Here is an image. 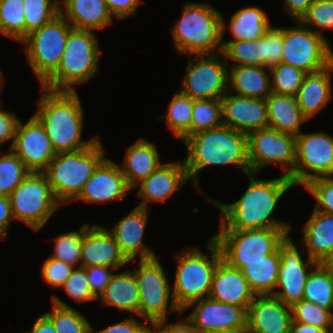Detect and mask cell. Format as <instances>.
I'll list each match as a JSON object with an SVG mask.
<instances>
[{
	"instance_id": "cell-29",
	"label": "cell",
	"mask_w": 333,
	"mask_h": 333,
	"mask_svg": "<svg viewBox=\"0 0 333 333\" xmlns=\"http://www.w3.org/2000/svg\"><path fill=\"white\" fill-rule=\"evenodd\" d=\"M268 126L280 132L297 136L300 124L308 119L303 115L296 96L271 93L266 98Z\"/></svg>"
},
{
	"instance_id": "cell-17",
	"label": "cell",
	"mask_w": 333,
	"mask_h": 333,
	"mask_svg": "<svg viewBox=\"0 0 333 333\" xmlns=\"http://www.w3.org/2000/svg\"><path fill=\"white\" fill-rule=\"evenodd\" d=\"M195 305L187 316L199 333L224 330H247V310L236 305L222 303L212 298L190 302L182 311Z\"/></svg>"
},
{
	"instance_id": "cell-51",
	"label": "cell",
	"mask_w": 333,
	"mask_h": 333,
	"mask_svg": "<svg viewBox=\"0 0 333 333\" xmlns=\"http://www.w3.org/2000/svg\"><path fill=\"white\" fill-rule=\"evenodd\" d=\"M115 268L103 267V266H91L86 267V275L88 277V282L92 289L93 294L99 298V296L104 292L105 288L110 282L113 275L111 271Z\"/></svg>"
},
{
	"instance_id": "cell-44",
	"label": "cell",
	"mask_w": 333,
	"mask_h": 333,
	"mask_svg": "<svg viewBox=\"0 0 333 333\" xmlns=\"http://www.w3.org/2000/svg\"><path fill=\"white\" fill-rule=\"evenodd\" d=\"M292 322H302L333 333V312L304 299L291 306Z\"/></svg>"
},
{
	"instance_id": "cell-37",
	"label": "cell",
	"mask_w": 333,
	"mask_h": 333,
	"mask_svg": "<svg viewBox=\"0 0 333 333\" xmlns=\"http://www.w3.org/2000/svg\"><path fill=\"white\" fill-rule=\"evenodd\" d=\"M307 277L303 299L333 312V276L318 264Z\"/></svg>"
},
{
	"instance_id": "cell-22",
	"label": "cell",
	"mask_w": 333,
	"mask_h": 333,
	"mask_svg": "<svg viewBox=\"0 0 333 333\" xmlns=\"http://www.w3.org/2000/svg\"><path fill=\"white\" fill-rule=\"evenodd\" d=\"M129 190L121 167L105 158L94 170L75 200L104 203L126 197Z\"/></svg>"
},
{
	"instance_id": "cell-35",
	"label": "cell",
	"mask_w": 333,
	"mask_h": 333,
	"mask_svg": "<svg viewBox=\"0 0 333 333\" xmlns=\"http://www.w3.org/2000/svg\"><path fill=\"white\" fill-rule=\"evenodd\" d=\"M52 313H44L51 321L57 333H93L86 317H84L76 309L67 305L57 296H53Z\"/></svg>"
},
{
	"instance_id": "cell-40",
	"label": "cell",
	"mask_w": 333,
	"mask_h": 333,
	"mask_svg": "<svg viewBox=\"0 0 333 333\" xmlns=\"http://www.w3.org/2000/svg\"><path fill=\"white\" fill-rule=\"evenodd\" d=\"M24 0H0V33L22 41L25 38Z\"/></svg>"
},
{
	"instance_id": "cell-39",
	"label": "cell",
	"mask_w": 333,
	"mask_h": 333,
	"mask_svg": "<svg viewBox=\"0 0 333 333\" xmlns=\"http://www.w3.org/2000/svg\"><path fill=\"white\" fill-rule=\"evenodd\" d=\"M222 125L221 99L194 100L190 135Z\"/></svg>"
},
{
	"instance_id": "cell-19",
	"label": "cell",
	"mask_w": 333,
	"mask_h": 333,
	"mask_svg": "<svg viewBox=\"0 0 333 333\" xmlns=\"http://www.w3.org/2000/svg\"><path fill=\"white\" fill-rule=\"evenodd\" d=\"M291 306L273 295H255L247 309L248 333H290Z\"/></svg>"
},
{
	"instance_id": "cell-10",
	"label": "cell",
	"mask_w": 333,
	"mask_h": 333,
	"mask_svg": "<svg viewBox=\"0 0 333 333\" xmlns=\"http://www.w3.org/2000/svg\"><path fill=\"white\" fill-rule=\"evenodd\" d=\"M72 25L61 15L29 33L21 42L41 85L57 70Z\"/></svg>"
},
{
	"instance_id": "cell-33",
	"label": "cell",
	"mask_w": 333,
	"mask_h": 333,
	"mask_svg": "<svg viewBox=\"0 0 333 333\" xmlns=\"http://www.w3.org/2000/svg\"><path fill=\"white\" fill-rule=\"evenodd\" d=\"M280 256L278 248L263 256V259L243 262L242 273L245 275L250 290L255 295H273L278 279Z\"/></svg>"
},
{
	"instance_id": "cell-12",
	"label": "cell",
	"mask_w": 333,
	"mask_h": 333,
	"mask_svg": "<svg viewBox=\"0 0 333 333\" xmlns=\"http://www.w3.org/2000/svg\"><path fill=\"white\" fill-rule=\"evenodd\" d=\"M294 28H283V52L281 62L314 73L333 62V52L323 35L296 21ZM307 28V29H306Z\"/></svg>"
},
{
	"instance_id": "cell-60",
	"label": "cell",
	"mask_w": 333,
	"mask_h": 333,
	"mask_svg": "<svg viewBox=\"0 0 333 333\" xmlns=\"http://www.w3.org/2000/svg\"><path fill=\"white\" fill-rule=\"evenodd\" d=\"M317 264L333 276V248Z\"/></svg>"
},
{
	"instance_id": "cell-52",
	"label": "cell",
	"mask_w": 333,
	"mask_h": 333,
	"mask_svg": "<svg viewBox=\"0 0 333 333\" xmlns=\"http://www.w3.org/2000/svg\"><path fill=\"white\" fill-rule=\"evenodd\" d=\"M1 105L2 104L0 100V106ZM19 121L20 119H18L14 113H10L0 109V144L10 139H13L9 150L13 146Z\"/></svg>"
},
{
	"instance_id": "cell-43",
	"label": "cell",
	"mask_w": 333,
	"mask_h": 333,
	"mask_svg": "<svg viewBox=\"0 0 333 333\" xmlns=\"http://www.w3.org/2000/svg\"><path fill=\"white\" fill-rule=\"evenodd\" d=\"M273 93L296 96L307 74L301 69L295 68L283 62L269 68Z\"/></svg>"
},
{
	"instance_id": "cell-4",
	"label": "cell",
	"mask_w": 333,
	"mask_h": 333,
	"mask_svg": "<svg viewBox=\"0 0 333 333\" xmlns=\"http://www.w3.org/2000/svg\"><path fill=\"white\" fill-rule=\"evenodd\" d=\"M182 17L171 28L175 48L182 55L216 54L223 50L225 23L223 15L206 3H188ZM221 43V44H220ZM218 45V46H217Z\"/></svg>"
},
{
	"instance_id": "cell-62",
	"label": "cell",
	"mask_w": 333,
	"mask_h": 333,
	"mask_svg": "<svg viewBox=\"0 0 333 333\" xmlns=\"http://www.w3.org/2000/svg\"><path fill=\"white\" fill-rule=\"evenodd\" d=\"M209 333H248V332L246 330L232 329V330L215 331Z\"/></svg>"
},
{
	"instance_id": "cell-38",
	"label": "cell",
	"mask_w": 333,
	"mask_h": 333,
	"mask_svg": "<svg viewBox=\"0 0 333 333\" xmlns=\"http://www.w3.org/2000/svg\"><path fill=\"white\" fill-rule=\"evenodd\" d=\"M193 105L194 100L179 91L169 103L165 114L169 128L183 142L190 136Z\"/></svg>"
},
{
	"instance_id": "cell-50",
	"label": "cell",
	"mask_w": 333,
	"mask_h": 333,
	"mask_svg": "<svg viewBox=\"0 0 333 333\" xmlns=\"http://www.w3.org/2000/svg\"><path fill=\"white\" fill-rule=\"evenodd\" d=\"M283 52V28H273L264 34L265 67L281 63Z\"/></svg>"
},
{
	"instance_id": "cell-30",
	"label": "cell",
	"mask_w": 333,
	"mask_h": 333,
	"mask_svg": "<svg viewBox=\"0 0 333 333\" xmlns=\"http://www.w3.org/2000/svg\"><path fill=\"white\" fill-rule=\"evenodd\" d=\"M261 66L241 65L232 66L228 72V88L236 91V94L266 99L271 93L270 75Z\"/></svg>"
},
{
	"instance_id": "cell-5",
	"label": "cell",
	"mask_w": 333,
	"mask_h": 333,
	"mask_svg": "<svg viewBox=\"0 0 333 333\" xmlns=\"http://www.w3.org/2000/svg\"><path fill=\"white\" fill-rule=\"evenodd\" d=\"M104 154L98 139L90 147L55 155L44 173L59 203L67 204L79 196L94 170L105 159Z\"/></svg>"
},
{
	"instance_id": "cell-1",
	"label": "cell",
	"mask_w": 333,
	"mask_h": 333,
	"mask_svg": "<svg viewBox=\"0 0 333 333\" xmlns=\"http://www.w3.org/2000/svg\"><path fill=\"white\" fill-rule=\"evenodd\" d=\"M253 173L247 176L250 185L241 198L232 204H223L207 198L221 211L219 230L290 229V224L272 217L278 200L293 187L292 180L282 175L273 180H257Z\"/></svg>"
},
{
	"instance_id": "cell-58",
	"label": "cell",
	"mask_w": 333,
	"mask_h": 333,
	"mask_svg": "<svg viewBox=\"0 0 333 333\" xmlns=\"http://www.w3.org/2000/svg\"><path fill=\"white\" fill-rule=\"evenodd\" d=\"M31 333H57V331L54 329L51 321L42 314L34 322Z\"/></svg>"
},
{
	"instance_id": "cell-36",
	"label": "cell",
	"mask_w": 333,
	"mask_h": 333,
	"mask_svg": "<svg viewBox=\"0 0 333 333\" xmlns=\"http://www.w3.org/2000/svg\"><path fill=\"white\" fill-rule=\"evenodd\" d=\"M223 50L218 55L225 57V60L236 62L233 66L254 65L265 67L264 56V35L251 41H228L224 42Z\"/></svg>"
},
{
	"instance_id": "cell-3",
	"label": "cell",
	"mask_w": 333,
	"mask_h": 333,
	"mask_svg": "<svg viewBox=\"0 0 333 333\" xmlns=\"http://www.w3.org/2000/svg\"><path fill=\"white\" fill-rule=\"evenodd\" d=\"M34 116L43 125L56 153L84 149L99 137L82 141L83 110L76 91H51L42 88Z\"/></svg>"
},
{
	"instance_id": "cell-55",
	"label": "cell",
	"mask_w": 333,
	"mask_h": 333,
	"mask_svg": "<svg viewBox=\"0 0 333 333\" xmlns=\"http://www.w3.org/2000/svg\"><path fill=\"white\" fill-rule=\"evenodd\" d=\"M13 218L10 198L7 195L0 194V238L7 236L9 222Z\"/></svg>"
},
{
	"instance_id": "cell-6",
	"label": "cell",
	"mask_w": 333,
	"mask_h": 333,
	"mask_svg": "<svg viewBox=\"0 0 333 333\" xmlns=\"http://www.w3.org/2000/svg\"><path fill=\"white\" fill-rule=\"evenodd\" d=\"M92 30L72 29L57 70L41 85L51 91H76L74 85L89 80L98 69L99 47Z\"/></svg>"
},
{
	"instance_id": "cell-13",
	"label": "cell",
	"mask_w": 333,
	"mask_h": 333,
	"mask_svg": "<svg viewBox=\"0 0 333 333\" xmlns=\"http://www.w3.org/2000/svg\"><path fill=\"white\" fill-rule=\"evenodd\" d=\"M247 135L250 173L257 174L266 165L280 162L285 170L283 175L289 177L294 185L295 136L269 127L251 131Z\"/></svg>"
},
{
	"instance_id": "cell-26",
	"label": "cell",
	"mask_w": 333,
	"mask_h": 333,
	"mask_svg": "<svg viewBox=\"0 0 333 333\" xmlns=\"http://www.w3.org/2000/svg\"><path fill=\"white\" fill-rule=\"evenodd\" d=\"M331 72L333 73V62L320 71L307 73L303 79L296 99L308 120L324 108L331 99Z\"/></svg>"
},
{
	"instance_id": "cell-34",
	"label": "cell",
	"mask_w": 333,
	"mask_h": 333,
	"mask_svg": "<svg viewBox=\"0 0 333 333\" xmlns=\"http://www.w3.org/2000/svg\"><path fill=\"white\" fill-rule=\"evenodd\" d=\"M270 27L267 14L259 7L243 8L231 16L230 31L234 38L231 41L256 40Z\"/></svg>"
},
{
	"instance_id": "cell-49",
	"label": "cell",
	"mask_w": 333,
	"mask_h": 333,
	"mask_svg": "<svg viewBox=\"0 0 333 333\" xmlns=\"http://www.w3.org/2000/svg\"><path fill=\"white\" fill-rule=\"evenodd\" d=\"M74 269L71 264L49 257L41 268V274L48 285L62 287Z\"/></svg>"
},
{
	"instance_id": "cell-14",
	"label": "cell",
	"mask_w": 333,
	"mask_h": 333,
	"mask_svg": "<svg viewBox=\"0 0 333 333\" xmlns=\"http://www.w3.org/2000/svg\"><path fill=\"white\" fill-rule=\"evenodd\" d=\"M180 92L193 100L221 99L228 92V62L217 54L193 55ZM220 61H219V60Z\"/></svg>"
},
{
	"instance_id": "cell-25",
	"label": "cell",
	"mask_w": 333,
	"mask_h": 333,
	"mask_svg": "<svg viewBox=\"0 0 333 333\" xmlns=\"http://www.w3.org/2000/svg\"><path fill=\"white\" fill-rule=\"evenodd\" d=\"M189 180L185 163L162 164L148 178L143 180L136 195L143 198L139 205L147 209L148 201H164L178 191Z\"/></svg>"
},
{
	"instance_id": "cell-27",
	"label": "cell",
	"mask_w": 333,
	"mask_h": 333,
	"mask_svg": "<svg viewBox=\"0 0 333 333\" xmlns=\"http://www.w3.org/2000/svg\"><path fill=\"white\" fill-rule=\"evenodd\" d=\"M161 165L155 144L139 138L132 146L127 148L121 170L127 185L131 189L136 185L138 186Z\"/></svg>"
},
{
	"instance_id": "cell-8",
	"label": "cell",
	"mask_w": 333,
	"mask_h": 333,
	"mask_svg": "<svg viewBox=\"0 0 333 333\" xmlns=\"http://www.w3.org/2000/svg\"><path fill=\"white\" fill-rule=\"evenodd\" d=\"M9 198L13 218L26 223L34 231L47 223L60 204L44 172H30Z\"/></svg>"
},
{
	"instance_id": "cell-41",
	"label": "cell",
	"mask_w": 333,
	"mask_h": 333,
	"mask_svg": "<svg viewBox=\"0 0 333 333\" xmlns=\"http://www.w3.org/2000/svg\"><path fill=\"white\" fill-rule=\"evenodd\" d=\"M60 0H24L25 37L60 14Z\"/></svg>"
},
{
	"instance_id": "cell-31",
	"label": "cell",
	"mask_w": 333,
	"mask_h": 333,
	"mask_svg": "<svg viewBox=\"0 0 333 333\" xmlns=\"http://www.w3.org/2000/svg\"><path fill=\"white\" fill-rule=\"evenodd\" d=\"M303 233L308 257L318 262L333 248V215L314 209Z\"/></svg>"
},
{
	"instance_id": "cell-20",
	"label": "cell",
	"mask_w": 333,
	"mask_h": 333,
	"mask_svg": "<svg viewBox=\"0 0 333 333\" xmlns=\"http://www.w3.org/2000/svg\"><path fill=\"white\" fill-rule=\"evenodd\" d=\"M221 104L224 125L246 134L268 126L266 99L226 92L221 98Z\"/></svg>"
},
{
	"instance_id": "cell-21",
	"label": "cell",
	"mask_w": 333,
	"mask_h": 333,
	"mask_svg": "<svg viewBox=\"0 0 333 333\" xmlns=\"http://www.w3.org/2000/svg\"><path fill=\"white\" fill-rule=\"evenodd\" d=\"M130 262L121 252L109 230L85 224L81 245V267L103 266L120 268Z\"/></svg>"
},
{
	"instance_id": "cell-11",
	"label": "cell",
	"mask_w": 333,
	"mask_h": 333,
	"mask_svg": "<svg viewBox=\"0 0 333 333\" xmlns=\"http://www.w3.org/2000/svg\"><path fill=\"white\" fill-rule=\"evenodd\" d=\"M139 262V269L133 272L139 289L140 317L146 319V322L166 319L170 297L169 312H183L174 300L168 278L157 257L139 259Z\"/></svg>"
},
{
	"instance_id": "cell-16",
	"label": "cell",
	"mask_w": 333,
	"mask_h": 333,
	"mask_svg": "<svg viewBox=\"0 0 333 333\" xmlns=\"http://www.w3.org/2000/svg\"><path fill=\"white\" fill-rule=\"evenodd\" d=\"M280 256V267L276 288H282V291H274L273 296L280 299L284 304L292 306L295 302L303 299L304 288L306 284V268L317 265V262L308 257L305 262L294 245L289 235L278 245Z\"/></svg>"
},
{
	"instance_id": "cell-18",
	"label": "cell",
	"mask_w": 333,
	"mask_h": 333,
	"mask_svg": "<svg viewBox=\"0 0 333 333\" xmlns=\"http://www.w3.org/2000/svg\"><path fill=\"white\" fill-rule=\"evenodd\" d=\"M11 150L31 172H44L57 154L43 125L34 115L26 124L19 121Z\"/></svg>"
},
{
	"instance_id": "cell-56",
	"label": "cell",
	"mask_w": 333,
	"mask_h": 333,
	"mask_svg": "<svg viewBox=\"0 0 333 333\" xmlns=\"http://www.w3.org/2000/svg\"><path fill=\"white\" fill-rule=\"evenodd\" d=\"M313 1L314 0H284L285 11L291 15L292 19L300 21L307 13Z\"/></svg>"
},
{
	"instance_id": "cell-42",
	"label": "cell",
	"mask_w": 333,
	"mask_h": 333,
	"mask_svg": "<svg viewBox=\"0 0 333 333\" xmlns=\"http://www.w3.org/2000/svg\"><path fill=\"white\" fill-rule=\"evenodd\" d=\"M30 172L11 149L5 155L0 153V194L9 196Z\"/></svg>"
},
{
	"instance_id": "cell-61",
	"label": "cell",
	"mask_w": 333,
	"mask_h": 333,
	"mask_svg": "<svg viewBox=\"0 0 333 333\" xmlns=\"http://www.w3.org/2000/svg\"><path fill=\"white\" fill-rule=\"evenodd\" d=\"M150 324L153 326V330L147 326L145 333H166L156 322H150Z\"/></svg>"
},
{
	"instance_id": "cell-59",
	"label": "cell",
	"mask_w": 333,
	"mask_h": 333,
	"mask_svg": "<svg viewBox=\"0 0 333 333\" xmlns=\"http://www.w3.org/2000/svg\"><path fill=\"white\" fill-rule=\"evenodd\" d=\"M290 333H328L325 329L314 327L302 322H292Z\"/></svg>"
},
{
	"instance_id": "cell-2",
	"label": "cell",
	"mask_w": 333,
	"mask_h": 333,
	"mask_svg": "<svg viewBox=\"0 0 333 333\" xmlns=\"http://www.w3.org/2000/svg\"><path fill=\"white\" fill-rule=\"evenodd\" d=\"M184 144L187 157L184 160L189 179L198 184V172L209 165H236L248 175V135L227 125L190 135Z\"/></svg>"
},
{
	"instance_id": "cell-23",
	"label": "cell",
	"mask_w": 333,
	"mask_h": 333,
	"mask_svg": "<svg viewBox=\"0 0 333 333\" xmlns=\"http://www.w3.org/2000/svg\"><path fill=\"white\" fill-rule=\"evenodd\" d=\"M254 296L242 271L222 259L215 269L209 298L247 310Z\"/></svg>"
},
{
	"instance_id": "cell-24",
	"label": "cell",
	"mask_w": 333,
	"mask_h": 333,
	"mask_svg": "<svg viewBox=\"0 0 333 333\" xmlns=\"http://www.w3.org/2000/svg\"><path fill=\"white\" fill-rule=\"evenodd\" d=\"M148 212L144 207L137 206L129 215L120 220L109 232L113 235L121 252L129 260L135 261L155 258V254L142 243Z\"/></svg>"
},
{
	"instance_id": "cell-57",
	"label": "cell",
	"mask_w": 333,
	"mask_h": 333,
	"mask_svg": "<svg viewBox=\"0 0 333 333\" xmlns=\"http://www.w3.org/2000/svg\"><path fill=\"white\" fill-rule=\"evenodd\" d=\"M166 333H199L193 324L186 318L185 322L168 324L166 319L156 322ZM167 323V324H166Z\"/></svg>"
},
{
	"instance_id": "cell-48",
	"label": "cell",
	"mask_w": 333,
	"mask_h": 333,
	"mask_svg": "<svg viewBox=\"0 0 333 333\" xmlns=\"http://www.w3.org/2000/svg\"><path fill=\"white\" fill-rule=\"evenodd\" d=\"M305 188L316 198L315 210L333 215V178L312 179Z\"/></svg>"
},
{
	"instance_id": "cell-46",
	"label": "cell",
	"mask_w": 333,
	"mask_h": 333,
	"mask_svg": "<svg viewBox=\"0 0 333 333\" xmlns=\"http://www.w3.org/2000/svg\"><path fill=\"white\" fill-rule=\"evenodd\" d=\"M300 22L316 27L313 31L320 35L325 29H333V0H314Z\"/></svg>"
},
{
	"instance_id": "cell-7",
	"label": "cell",
	"mask_w": 333,
	"mask_h": 333,
	"mask_svg": "<svg viewBox=\"0 0 333 333\" xmlns=\"http://www.w3.org/2000/svg\"><path fill=\"white\" fill-rule=\"evenodd\" d=\"M207 247L212 260L199 248L183 250L182 254L176 256L173 297L181 310L190 302L209 297L215 269L223 258L219 244L213 237L209 239Z\"/></svg>"
},
{
	"instance_id": "cell-15",
	"label": "cell",
	"mask_w": 333,
	"mask_h": 333,
	"mask_svg": "<svg viewBox=\"0 0 333 333\" xmlns=\"http://www.w3.org/2000/svg\"><path fill=\"white\" fill-rule=\"evenodd\" d=\"M295 138L294 186L333 176V138L324 132L300 133Z\"/></svg>"
},
{
	"instance_id": "cell-32",
	"label": "cell",
	"mask_w": 333,
	"mask_h": 333,
	"mask_svg": "<svg viewBox=\"0 0 333 333\" xmlns=\"http://www.w3.org/2000/svg\"><path fill=\"white\" fill-rule=\"evenodd\" d=\"M104 306L139 315V289L133 271L113 274L104 292L99 296Z\"/></svg>"
},
{
	"instance_id": "cell-28",
	"label": "cell",
	"mask_w": 333,
	"mask_h": 333,
	"mask_svg": "<svg viewBox=\"0 0 333 333\" xmlns=\"http://www.w3.org/2000/svg\"><path fill=\"white\" fill-rule=\"evenodd\" d=\"M64 2L66 13L60 9L61 15L74 29L93 30L104 29L112 24L105 0H61Z\"/></svg>"
},
{
	"instance_id": "cell-53",
	"label": "cell",
	"mask_w": 333,
	"mask_h": 333,
	"mask_svg": "<svg viewBox=\"0 0 333 333\" xmlns=\"http://www.w3.org/2000/svg\"><path fill=\"white\" fill-rule=\"evenodd\" d=\"M105 2L110 14L120 19L134 14L140 0H105Z\"/></svg>"
},
{
	"instance_id": "cell-45",
	"label": "cell",
	"mask_w": 333,
	"mask_h": 333,
	"mask_svg": "<svg viewBox=\"0 0 333 333\" xmlns=\"http://www.w3.org/2000/svg\"><path fill=\"white\" fill-rule=\"evenodd\" d=\"M84 232L85 224L79 232L73 231L57 236L54 239V254L51 257L73 266L80 262L79 267H81V245Z\"/></svg>"
},
{
	"instance_id": "cell-9",
	"label": "cell",
	"mask_w": 333,
	"mask_h": 333,
	"mask_svg": "<svg viewBox=\"0 0 333 333\" xmlns=\"http://www.w3.org/2000/svg\"><path fill=\"white\" fill-rule=\"evenodd\" d=\"M290 229L219 230L213 238L218 242L222 258L230 266L243 268V262L263 259L272 254L289 234Z\"/></svg>"
},
{
	"instance_id": "cell-47",
	"label": "cell",
	"mask_w": 333,
	"mask_h": 333,
	"mask_svg": "<svg viewBox=\"0 0 333 333\" xmlns=\"http://www.w3.org/2000/svg\"><path fill=\"white\" fill-rule=\"evenodd\" d=\"M62 287L77 303L98 300L92 292L84 267L75 268Z\"/></svg>"
},
{
	"instance_id": "cell-54",
	"label": "cell",
	"mask_w": 333,
	"mask_h": 333,
	"mask_svg": "<svg viewBox=\"0 0 333 333\" xmlns=\"http://www.w3.org/2000/svg\"><path fill=\"white\" fill-rule=\"evenodd\" d=\"M147 325L138 322L133 317L126 319L125 321L111 325L100 331L93 333H145Z\"/></svg>"
},
{
	"instance_id": "cell-63",
	"label": "cell",
	"mask_w": 333,
	"mask_h": 333,
	"mask_svg": "<svg viewBox=\"0 0 333 333\" xmlns=\"http://www.w3.org/2000/svg\"><path fill=\"white\" fill-rule=\"evenodd\" d=\"M3 80H4V79H3V76H2V74H1V70H0V92H1V89H2V84L4 83Z\"/></svg>"
}]
</instances>
